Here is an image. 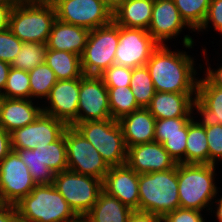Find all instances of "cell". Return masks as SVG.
<instances>
[{
	"mask_svg": "<svg viewBox=\"0 0 222 222\" xmlns=\"http://www.w3.org/2000/svg\"><path fill=\"white\" fill-rule=\"evenodd\" d=\"M194 59L159 45L146 62L156 92L196 93L198 79Z\"/></svg>",
	"mask_w": 222,
	"mask_h": 222,
	"instance_id": "1",
	"label": "cell"
},
{
	"mask_svg": "<svg viewBox=\"0 0 222 222\" xmlns=\"http://www.w3.org/2000/svg\"><path fill=\"white\" fill-rule=\"evenodd\" d=\"M15 207L21 222H73L79 218L53 184L36 185Z\"/></svg>",
	"mask_w": 222,
	"mask_h": 222,
	"instance_id": "2",
	"label": "cell"
},
{
	"mask_svg": "<svg viewBox=\"0 0 222 222\" xmlns=\"http://www.w3.org/2000/svg\"><path fill=\"white\" fill-rule=\"evenodd\" d=\"M139 211L164 217L180 207L177 165L166 171L139 174Z\"/></svg>",
	"mask_w": 222,
	"mask_h": 222,
	"instance_id": "3",
	"label": "cell"
},
{
	"mask_svg": "<svg viewBox=\"0 0 222 222\" xmlns=\"http://www.w3.org/2000/svg\"><path fill=\"white\" fill-rule=\"evenodd\" d=\"M56 19L53 3L22 0L11 11L9 30L22 42L46 44Z\"/></svg>",
	"mask_w": 222,
	"mask_h": 222,
	"instance_id": "4",
	"label": "cell"
},
{
	"mask_svg": "<svg viewBox=\"0 0 222 222\" xmlns=\"http://www.w3.org/2000/svg\"><path fill=\"white\" fill-rule=\"evenodd\" d=\"M214 164H177L181 208L203 211L217 195ZM207 206V207H206Z\"/></svg>",
	"mask_w": 222,
	"mask_h": 222,
	"instance_id": "5",
	"label": "cell"
},
{
	"mask_svg": "<svg viewBox=\"0 0 222 222\" xmlns=\"http://www.w3.org/2000/svg\"><path fill=\"white\" fill-rule=\"evenodd\" d=\"M73 127L93 145L109 167L126 164L128 148L118 120L80 122Z\"/></svg>",
	"mask_w": 222,
	"mask_h": 222,
	"instance_id": "6",
	"label": "cell"
},
{
	"mask_svg": "<svg viewBox=\"0 0 222 222\" xmlns=\"http://www.w3.org/2000/svg\"><path fill=\"white\" fill-rule=\"evenodd\" d=\"M119 44V26L110 24L90 30L81 58L84 75L100 76L115 64V53Z\"/></svg>",
	"mask_w": 222,
	"mask_h": 222,
	"instance_id": "7",
	"label": "cell"
},
{
	"mask_svg": "<svg viewBox=\"0 0 222 222\" xmlns=\"http://www.w3.org/2000/svg\"><path fill=\"white\" fill-rule=\"evenodd\" d=\"M53 185L79 217L92 209L103 190L102 180L71 170L55 174Z\"/></svg>",
	"mask_w": 222,
	"mask_h": 222,
	"instance_id": "8",
	"label": "cell"
},
{
	"mask_svg": "<svg viewBox=\"0 0 222 222\" xmlns=\"http://www.w3.org/2000/svg\"><path fill=\"white\" fill-rule=\"evenodd\" d=\"M65 142L68 170L103 181L110 167L75 127L66 128Z\"/></svg>",
	"mask_w": 222,
	"mask_h": 222,
	"instance_id": "9",
	"label": "cell"
},
{
	"mask_svg": "<svg viewBox=\"0 0 222 222\" xmlns=\"http://www.w3.org/2000/svg\"><path fill=\"white\" fill-rule=\"evenodd\" d=\"M52 3L58 20L88 30L113 21V14L102 0H55Z\"/></svg>",
	"mask_w": 222,
	"mask_h": 222,
	"instance_id": "10",
	"label": "cell"
},
{
	"mask_svg": "<svg viewBox=\"0 0 222 222\" xmlns=\"http://www.w3.org/2000/svg\"><path fill=\"white\" fill-rule=\"evenodd\" d=\"M36 185L16 151L12 150L0 162V204L15 205Z\"/></svg>",
	"mask_w": 222,
	"mask_h": 222,
	"instance_id": "11",
	"label": "cell"
},
{
	"mask_svg": "<svg viewBox=\"0 0 222 222\" xmlns=\"http://www.w3.org/2000/svg\"><path fill=\"white\" fill-rule=\"evenodd\" d=\"M158 46L159 44L146 29L119 26L115 65L132 69L145 66Z\"/></svg>",
	"mask_w": 222,
	"mask_h": 222,
	"instance_id": "12",
	"label": "cell"
},
{
	"mask_svg": "<svg viewBox=\"0 0 222 222\" xmlns=\"http://www.w3.org/2000/svg\"><path fill=\"white\" fill-rule=\"evenodd\" d=\"M67 127L65 122L42 112L33 123L10 133L12 150H33L38 144H50L58 140Z\"/></svg>",
	"mask_w": 222,
	"mask_h": 222,
	"instance_id": "13",
	"label": "cell"
},
{
	"mask_svg": "<svg viewBox=\"0 0 222 222\" xmlns=\"http://www.w3.org/2000/svg\"><path fill=\"white\" fill-rule=\"evenodd\" d=\"M108 89L102 78L96 75L80 77L78 123L110 119Z\"/></svg>",
	"mask_w": 222,
	"mask_h": 222,
	"instance_id": "14",
	"label": "cell"
},
{
	"mask_svg": "<svg viewBox=\"0 0 222 222\" xmlns=\"http://www.w3.org/2000/svg\"><path fill=\"white\" fill-rule=\"evenodd\" d=\"M79 90L80 78L57 80L46 98L50 106L42 112L73 126L78 123Z\"/></svg>",
	"mask_w": 222,
	"mask_h": 222,
	"instance_id": "15",
	"label": "cell"
},
{
	"mask_svg": "<svg viewBox=\"0 0 222 222\" xmlns=\"http://www.w3.org/2000/svg\"><path fill=\"white\" fill-rule=\"evenodd\" d=\"M126 164L138 174L166 171L177 163L159 142H150L129 147Z\"/></svg>",
	"mask_w": 222,
	"mask_h": 222,
	"instance_id": "16",
	"label": "cell"
},
{
	"mask_svg": "<svg viewBox=\"0 0 222 222\" xmlns=\"http://www.w3.org/2000/svg\"><path fill=\"white\" fill-rule=\"evenodd\" d=\"M139 174L127 164L109 168L103 180V190L132 210H139Z\"/></svg>",
	"mask_w": 222,
	"mask_h": 222,
	"instance_id": "17",
	"label": "cell"
},
{
	"mask_svg": "<svg viewBox=\"0 0 222 222\" xmlns=\"http://www.w3.org/2000/svg\"><path fill=\"white\" fill-rule=\"evenodd\" d=\"M185 26L191 29L182 19L173 0H154L147 31L159 45H164L167 39L175 38Z\"/></svg>",
	"mask_w": 222,
	"mask_h": 222,
	"instance_id": "18",
	"label": "cell"
},
{
	"mask_svg": "<svg viewBox=\"0 0 222 222\" xmlns=\"http://www.w3.org/2000/svg\"><path fill=\"white\" fill-rule=\"evenodd\" d=\"M127 148L155 141L156 118L147 108H139L118 120Z\"/></svg>",
	"mask_w": 222,
	"mask_h": 222,
	"instance_id": "19",
	"label": "cell"
},
{
	"mask_svg": "<svg viewBox=\"0 0 222 222\" xmlns=\"http://www.w3.org/2000/svg\"><path fill=\"white\" fill-rule=\"evenodd\" d=\"M202 115L199 125L212 127L222 124V88L211 85L205 78L198 80L196 97L192 108Z\"/></svg>",
	"mask_w": 222,
	"mask_h": 222,
	"instance_id": "20",
	"label": "cell"
},
{
	"mask_svg": "<svg viewBox=\"0 0 222 222\" xmlns=\"http://www.w3.org/2000/svg\"><path fill=\"white\" fill-rule=\"evenodd\" d=\"M90 30L55 20L46 42L47 49L82 55Z\"/></svg>",
	"mask_w": 222,
	"mask_h": 222,
	"instance_id": "21",
	"label": "cell"
},
{
	"mask_svg": "<svg viewBox=\"0 0 222 222\" xmlns=\"http://www.w3.org/2000/svg\"><path fill=\"white\" fill-rule=\"evenodd\" d=\"M192 95H195L194 98ZM196 93L155 92L146 107L156 119L193 117L192 104Z\"/></svg>",
	"mask_w": 222,
	"mask_h": 222,
	"instance_id": "22",
	"label": "cell"
},
{
	"mask_svg": "<svg viewBox=\"0 0 222 222\" xmlns=\"http://www.w3.org/2000/svg\"><path fill=\"white\" fill-rule=\"evenodd\" d=\"M41 113L42 107H36L32 99L5 98L0 116V127L11 133L33 123Z\"/></svg>",
	"mask_w": 222,
	"mask_h": 222,
	"instance_id": "23",
	"label": "cell"
},
{
	"mask_svg": "<svg viewBox=\"0 0 222 222\" xmlns=\"http://www.w3.org/2000/svg\"><path fill=\"white\" fill-rule=\"evenodd\" d=\"M154 0H127L114 14L113 21L118 26L148 30Z\"/></svg>",
	"mask_w": 222,
	"mask_h": 222,
	"instance_id": "24",
	"label": "cell"
},
{
	"mask_svg": "<svg viewBox=\"0 0 222 222\" xmlns=\"http://www.w3.org/2000/svg\"><path fill=\"white\" fill-rule=\"evenodd\" d=\"M132 209L104 190L92 209L84 216L87 222H127Z\"/></svg>",
	"mask_w": 222,
	"mask_h": 222,
	"instance_id": "25",
	"label": "cell"
},
{
	"mask_svg": "<svg viewBox=\"0 0 222 222\" xmlns=\"http://www.w3.org/2000/svg\"><path fill=\"white\" fill-rule=\"evenodd\" d=\"M45 63L54 71L57 80H71L83 75L79 55L47 49Z\"/></svg>",
	"mask_w": 222,
	"mask_h": 222,
	"instance_id": "26",
	"label": "cell"
},
{
	"mask_svg": "<svg viewBox=\"0 0 222 222\" xmlns=\"http://www.w3.org/2000/svg\"><path fill=\"white\" fill-rule=\"evenodd\" d=\"M185 164H209L208 140L205 127L194 119L188 123Z\"/></svg>",
	"mask_w": 222,
	"mask_h": 222,
	"instance_id": "27",
	"label": "cell"
},
{
	"mask_svg": "<svg viewBox=\"0 0 222 222\" xmlns=\"http://www.w3.org/2000/svg\"><path fill=\"white\" fill-rule=\"evenodd\" d=\"M107 89L112 119L119 120L123 116L141 108L138 105L130 86L113 87Z\"/></svg>",
	"mask_w": 222,
	"mask_h": 222,
	"instance_id": "28",
	"label": "cell"
},
{
	"mask_svg": "<svg viewBox=\"0 0 222 222\" xmlns=\"http://www.w3.org/2000/svg\"><path fill=\"white\" fill-rule=\"evenodd\" d=\"M130 88L138 105L141 108H146L156 92L146 65L132 69Z\"/></svg>",
	"mask_w": 222,
	"mask_h": 222,
	"instance_id": "29",
	"label": "cell"
},
{
	"mask_svg": "<svg viewBox=\"0 0 222 222\" xmlns=\"http://www.w3.org/2000/svg\"><path fill=\"white\" fill-rule=\"evenodd\" d=\"M26 164L29 172L37 185L53 184L55 173L42 162L41 150L22 149L15 150Z\"/></svg>",
	"mask_w": 222,
	"mask_h": 222,
	"instance_id": "30",
	"label": "cell"
},
{
	"mask_svg": "<svg viewBox=\"0 0 222 222\" xmlns=\"http://www.w3.org/2000/svg\"><path fill=\"white\" fill-rule=\"evenodd\" d=\"M36 148L41 150L43 164L55 174L68 170L65 132L58 140L44 146L38 144Z\"/></svg>",
	"mask_w": 222,
	"mask_h": 222,
	"instance_id": "31",
	"label": "cell"
},
{
	"mask_svg": "<svg viewBox=\"0 0 222 222\" xmlns=\"http://www.w3.org/2000/svg\"><path fill=\"white\" fill-rule=\"evenodd\" d=\"M30 77V99L47 98L57 82L54 71L46 64H40L28 72Z\"/></svg>",
	"mask_w": 222,
	"mask_h": 222,
	"instance_id": "32",
	"label": "cell"
},
{
	"mask_svg": "<svg viewBox=\"0 0 222 222\" xmlns=\"http://www.w3.org/2000/svg\"><path fill=\"white\" fill-rule=\"evenodd\" d=\"M182 19L196 31L201 26L207 15L211 0H173Z\"/></svg>",
	"mask_w": 222,
	"mask_h": 222,
	"instance_id": "33",
	"label": "cell"
},
{
	"mask_svg": "<svg viewBox=\"0 0 222 222\" xmlns=\"http://www.w3.org/2000/svg\"><path fill=\"white\" fill-rule=\"evenodd\" d=\"M46 51V44L23 42L21 50L12 62L11 67L29 72L36 66L45 63Z\"/></svg>",
	"mask_w": 222,
	"mask_h": 222,
	"instance_id": "34",
	"label": "cell"
},
{
	"mask_svg": "<svg viewBox=\"0 0 222 222\" xmlns=\"http://www.w3.org/2000/svg\"><path fill=\"white\" fill-rule=\"evenodd\" d=\"M5 98L30 99V77L28 71L10 68L4 91Z\"/></svg>",
	"mask_w": 222,
	"mask_h": 222,
	"instance_id": "35",
	"label": "cell"
},
{
	"mask_svg": "<svg viewBox=\"0 0 222 222\" xmlns=\"http://www.w3.org/2000/svg\"><path fill=\"white\" fill-rule=\"evenodd\" d=\"M188 135V124L183 128V134L162 135V145L175 162L185 164V149Z\"/></svg>",
	"mask_w": 222,
	"mask_h": 222,
	"instance_id": "36",
	"label": "cell"
},
{
	"mask_svg": "<svg viewBox=\"0 0 222 222\" xmlns=\"http://www.w3.org/2000/svg\"><path fill=\"white\" fill-rule=\"evenodd\" d=\"M193 117H177L167 119H156L155 142L162 144V135L183 134V128Z\"/></svg>",
	"mask_w": 222,
	"mask_h": 222,
	"instance_id": "37",
	"label": "cell"
},
{
	"mask_svg": "<svg viewBox=\"0 0 222 222\" xmlns=\"http://www.w3.org/2000/svg\"><path fill=\"white\" fill-rule=\"evenodd\" d=\"M22 45L23 42L9 29L0 31V60L11 65Z\"/></svg>",
	"mask_w": 222,
	"mask_h": 222,
	"instance_id": "38",
	"label": "cell"
},
{
	"mask_svg": "<svg viewBox=\"0 0 222 222\" xmlns=\"http://www.w3.org/2000/svg\"><path fill=\"white\" fill-rule=\"evenodd\" d=\"M100 77L107 88L127 87L130 86L132 68L114 64L105 70Z\"/></svg>",
	"mask_w": 222,
	"mask_h": 222,
	"instance_id": "39",
	"label": "cell"
},
{
	"mask_svg": "<svg viewBox=\"0 0 222 222\" xmlns=\"http://www.w3.org/2000/svg\"><path fill=\"white\" fill-rule=\"evenodd\" d=\"M209 149V164L222 160V124L205 127Z\"/></svg>",
	"mask_w": 222,
	"mask_h": 222,
	"instance_id": "40",
	"label": "cell"
},
{
	"mask_svg": "<svg viewBox=\"0 0 222 222\" xmlns=\"http://www.w3.org/2000/svg\"><path fill=\"white\" fill-rule=\"evenodd\" d=\"M163 222H205L201 211L188 208H177L163 217Z\"/></svg>",
	"mask_w": 222,
	"mask_h": 222,
	"instance_id": "41",
	"label": "cell"
},
{
	"mask_svg": "<svg viewBox=\"0 0 222 222\" xmlns=\"http://www.w3.org/2000/svg\"><path fill=\"white\" fill-rule=\"evenodd\" d=\"M209 22H212L214 30L222 34V0H211L205 20L197 31H202V29L206 30Z\"/></svg>",
	"mask_w": 222,
	"mask_h": 222,
	"instance_id": "42",
	"label": "cell"
},
{
	"mask_svg": "<svg viewBox=\"0 0 222 222\" xmlns=\"http://www.w3.org/2000/svg\"><path fill=\"white\" fill-rule=\"evenodd\" d=\"M127 222H163V217L149 212L133 210Z\"/></svg>",
	"mask_w": 222,
	"mask_h": 222,
	"instance_id": "43",
	"label": "cell"
},
{
	"mask_svg": "<svg viewBox=\"0 0 222 222\" xmlns=\"http://www.w3.org/2000/svg\"><path fill=\"white\" fill-rule=\"evenodd\" d=\"M15 205L0 204V222H18Z\"/></svg>",
	"mask_w": 222,
	"mask_h": 222,
	"instance_id": "44",
	"label": "cell"
},
{
	"mask_svg": "<svg viewBox=\"0 0 222 222\" xmlns=\"http://www.w3.org/2000/svg\"><path fill=\"white\" fill-rule=\"evenodd\" d=\"M12 151L10 133L0 127V162Z\"/></svg>",
	"mask_w": 222,
	"mask_h": 222,
	"instance_id": "45",
	"label": "cell"
},
{
	"mask_svg": "<svg viewBox=\"0 0 222 222\" xmlns=\"http://www.w3.org/2000/svg\"><path fill=\"white\" fill-rule=\"evenodd\" d=\"M205 79L214 86L222 88V66H220L217 70H212L211 67H207L206 69Z\"/></svg>",
	"mask_w": 222,
	"mask_h": 222,
	"instance_id": "46",
	"label": "cell"
},
{
	"mask_svg": "<svg viewBox=\"0 0 222 222\" xmlns=\"http://www.w3.org/2000/svg\"><path fill=\"white\" fill-rule=\"evenodd\" d=\"M14 7L0 5V31L9 29L10 14Z\"/></svg>",
	"mask_w": 222,
	"mask_h": 222,
	"instance_id": "47",
	"label": "cell"
},
{
	"mask_svg": "<svg viewBox=\"0 0 222 222\" xmlns=\"http://www.w3.org/2000/svg\"><path fill=\"white\" fill-rule=\"evenodd\" d=\"M11 65L7 62L0 60V92L2 93L7 81L8 73Z\"/></svg>",
	"mask_w": 222,
	"mask_h": 222,
	"instance_id": "48",
	"label": "cell"
},
{
	"mask_svg": "<svg viewBox=\"0 0 222 222\" xmlns=\"http://www.w3.org/2000/svg\"><path fill=\"white\" fill-rule=\"evenodd\" d=\"M107 9L114 14L127 0H102Z\"/></svg>",
	"mask_w": 222,
	"mask_h": 222,
	"instance_id": "49",
	"label": "cell"
},
{
	"mask_svg": "<svg viewBox=\"0 0 222 222\" xmlns=\"http://www.w3.org/2000/svg\"><path fill=\"white\" fill-rule=\"evenodd\" d=\"M218 205L217 209H216V216L219 222H222V196L221 198L215 201Z\"/></svg>",
	"mask_w": 222,
	"mask_h": 222,
	"instance_id": "50",
	"label": "cell"
},
{
	"mask_svg": "<svg viewBox=\"0 0 222 222\" xmlns=\"http://www.w3.org/2000/svg\"><path fill=\"white\" fill-rule=\"evenodd\" d=\"M22 0H0V5L5 6H16L18 5Z\"/></svg>",
	"mask_w": 222,
	"mask_h": 222,
	"instance_id": "51",
	"label": "cell"
},
{
	"mask_svg": "<svg viewBox=\"0 0 222 222\" xmlns=\"http://www.w3.org/2000/svg\"><path fill=\"white\" fill-rule=\"evenodd\" d=\"M4 100H5V97H4V95L0 92V116H1L2 105H3Z\"/></svg>",
	"mask_w": 222,
	"mask_h": 222,
	"instance_id": "52",
	"label": "cell"
},
{
	"mask_svg": "<svg viewBox=\"0 0 222 222\" xmlns=\"http://www.w3.org/2000/svg\"><path fill=\"white\" fill-rule=\"evenodd\" d=\"M73 222H87L86 219L84 217H79L78 219H76Z\"/></svg>",
	"mask_w": 222,
	"mask_h": 222,
	"instance_id": "53",
	"label": "cell"
},
{
	"mask_svg": "<svg viewBox=\"0 0 222 222\" xmlns=\"http://www.w3.org/2000/svg\"><path fill=\"white\" fill-rule=\"evenodd\" d=\"M37 1L52 3V2H54L55 0H37Z\"/></svg>",
	"mask_w": 222,
	"mask_h": 222,
	"instance_id": "54",
	"label": "cell"
}]
</instances>
